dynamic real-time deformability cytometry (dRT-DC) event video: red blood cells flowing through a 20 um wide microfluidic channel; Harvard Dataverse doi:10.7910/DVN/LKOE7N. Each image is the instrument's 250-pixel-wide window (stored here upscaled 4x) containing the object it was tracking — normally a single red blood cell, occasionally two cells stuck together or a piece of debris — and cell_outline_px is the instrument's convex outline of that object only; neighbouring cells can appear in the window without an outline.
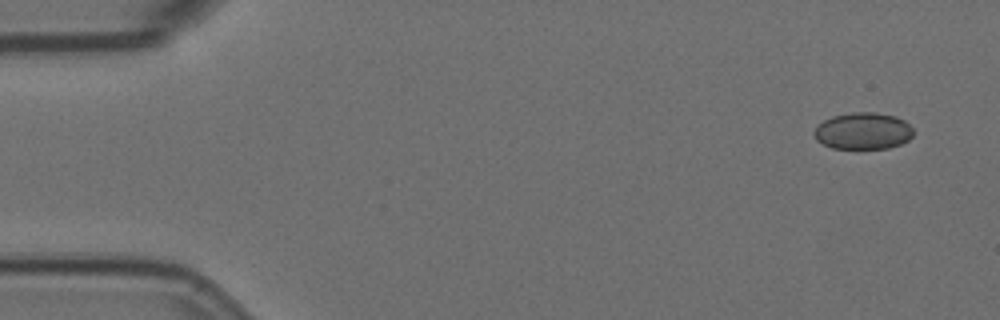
{"species": "Egyptian fruit bat (a non-hibernating species)", "species_latin": "Rousettus aegyptiacus", "temperature_condition": "room temperature", "stored_images_in_passage": 3, "camera_frame_rate_fps": 3000, "um_per_image_px": 0.085, "animal": {"sex": "female"}, "frame": {"image": 1, "passage_image": 3, "time_ms": 0.667, "image_size_px": [1000, 320], "cell_outline_px": [[912, 136], [908, 140], [900, 144], [888, 148], [832, 148], [816, 140], [812, 132], [816, 124], [832, 116], [852, 112], [876, 112], [896, 116], [904, 120], [912, 128]], "centroid_in_image_um": [73.32, 11.12], "position_along_channel_um": 11.7, "area_um2": 21.39}}